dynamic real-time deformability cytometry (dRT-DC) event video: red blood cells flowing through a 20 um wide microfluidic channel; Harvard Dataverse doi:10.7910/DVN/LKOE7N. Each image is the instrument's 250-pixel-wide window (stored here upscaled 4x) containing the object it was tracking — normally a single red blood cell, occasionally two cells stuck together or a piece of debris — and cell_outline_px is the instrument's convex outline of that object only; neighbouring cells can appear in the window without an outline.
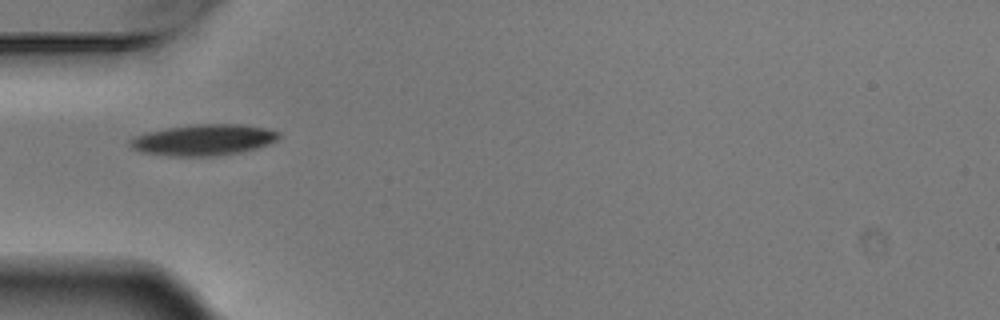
{"species": "Egyptian fruit bat (a non-hibernating species)", "species_latin": "Rousettus aegyptiacus", "temperature_condition": "warm", "stored_images_in_passage": 9, "camera_frame_rate_fps": 3000, "um_per_image_px": 0.085, "animal": {"sex": "male"}, "frame": {"image": 1, "passage_image": 6, "time_ms": 1.667, "image_size_px": [1000, 320], "cell_outline_px": [[280, 136], [276, 140], [268, 144], [256, 148], [216, 156], [168, 156], [144, 152], [132, 148], [128, 144], [128, 140], [136, 136], [148, 132], [168, 128], [192, 124], [240, 124], [264, 128], [280, 132]], "centroid_in_image_um": [17.28, 11.89], "position_along_channel_um": 67.7, "area_um2": 26.7}}
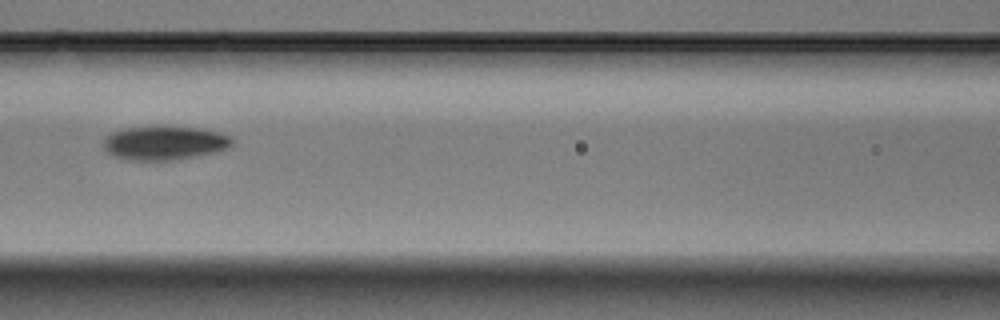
{"frame": {"image": 2, "passage_image": 8, "time_ms": 2.333, "image_size_px": [1000, 320], "cell_outline_px": [[232, 144], [228, 148], [216, 152], [176, 160], [128, 160], [112, 156], [104, 148], [104, 140], [112, 132], [124, 128], [196, 128], [220, 132], [232, 136]], "centroid_in_image_um": [14.0, 12.18], "position_along_channel_um": 152.6, "area_um2": 24.97}}
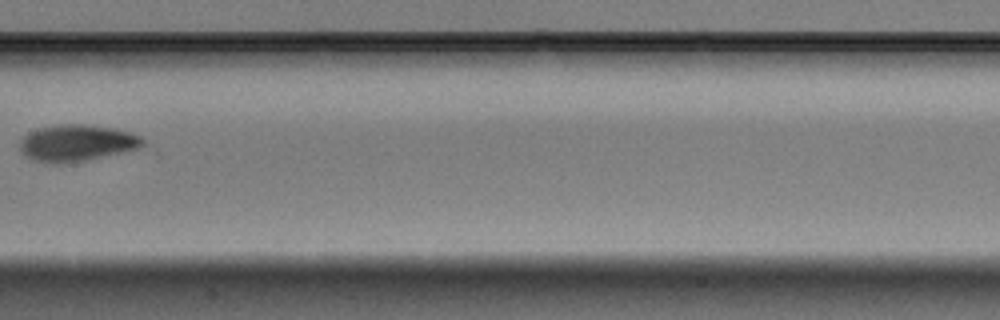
{"frame": {"image": 3, "passage_image": 9, "time_ms": 2.667, "image_size_px": [1000, 320], "cell_outline_px": [[144, 144], [140, 148], [88, 160], [64, 164], [48, 164], [32, 160], [24, 156], [20, 152], [20, 140], [28, 132], [36, 128], [60, 124], [84, 124], [112, 128], [132, 132], [140, 136], [144, 140]], "centroid_in_image_um": [6.49, 12.17], "position_along_channel_um": 200.9, "area_um2": 26.7}}